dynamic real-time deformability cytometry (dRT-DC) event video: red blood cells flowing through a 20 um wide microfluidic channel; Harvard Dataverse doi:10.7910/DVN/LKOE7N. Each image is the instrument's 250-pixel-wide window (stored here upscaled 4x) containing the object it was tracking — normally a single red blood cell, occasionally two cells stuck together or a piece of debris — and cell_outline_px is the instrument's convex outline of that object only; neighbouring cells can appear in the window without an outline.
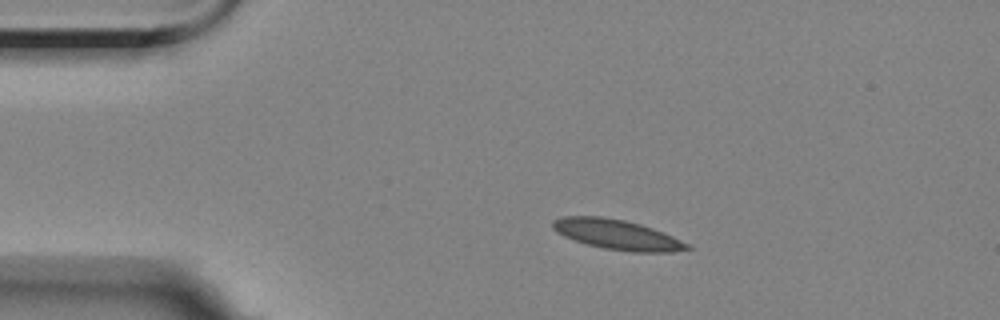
{"species": "Egyptian fruit bat (a non-hibernating species)", "species_latin": "Rousettus aegyptiacus", "temperature_condition": "room temperature", "stored_images_in_passage": 7, "camera_frame_rate_fps": 3000, "um_per_image_px": 0.085, "animal": {"sex": "female"}, "frame": {"image": 1, "passage_image": 1, "time_ms": 0.0, "image_size_px": [1000, 320], "cell_outline_px": [[692, 248], [672, 252], [632, 252], [604, 248], [588, 244], [564, 236], [556, 232], [552, 228], [552, 220], [560, 216], [600, 216], [624, 220], [640, 224], [652, 228], [672, 236], [688, 244]], "centroid_in_image_um": [52.42, 19.93], "position_along_channel_um": 32.6, "area_um2": 23.29}}
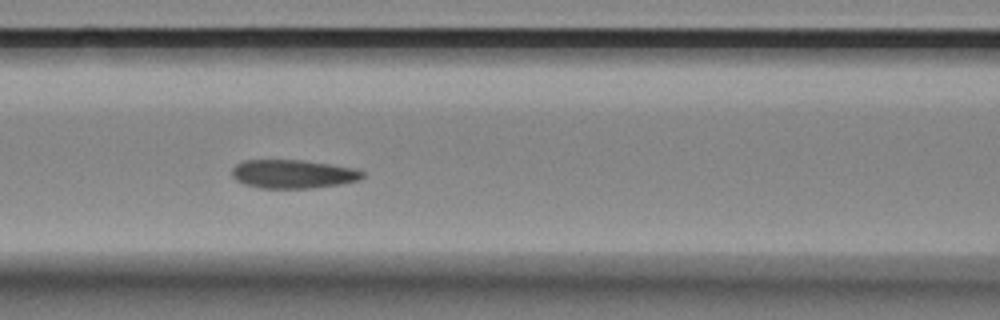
{"frame": {"image": 2, "passage_image": 5, "time_ms": 4.333, "image_size_px": [1000, 320], "cell_outline_px": [[364, 176], [360, 180], [340, 184], [312, 188], [260, 188], [244, 184], [236, 180], [232, 176], [232, 168], [236, 164], [244, 160], [300, 160], [356, 168], [364, 172]], "centroid_in_image_um": [24.9, 14.79], "position_along_channel_um": 141.7, "area_um2": 21.79}}
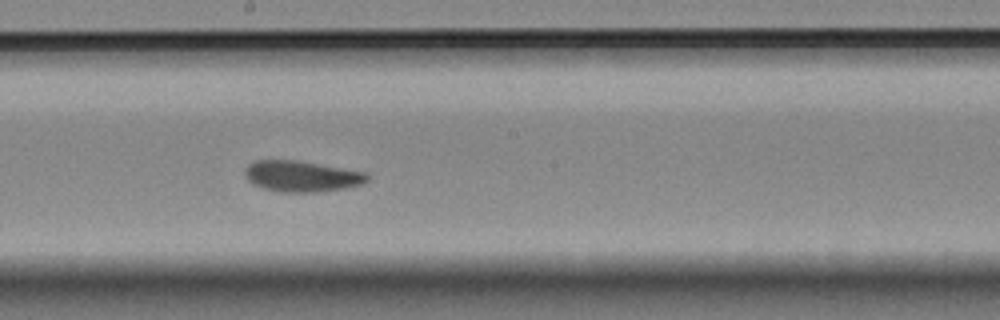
{"frame": {"image": 3, "passage_image": 7, "time_ms": 6.667, "image_size_px": [1000, 320], "cell_outline_px": [[368, 180], [364, 184], [344, 188], [316, 192], [280, 192], [264, 188], [252, 184], [244, 176], [244, 168], [252, 160], [296, 160], [368, 172]], "centroid_in_image_um": [25.62, 14.97], "position_along_channel_um": 222.6, "area_um2": 22.31}}